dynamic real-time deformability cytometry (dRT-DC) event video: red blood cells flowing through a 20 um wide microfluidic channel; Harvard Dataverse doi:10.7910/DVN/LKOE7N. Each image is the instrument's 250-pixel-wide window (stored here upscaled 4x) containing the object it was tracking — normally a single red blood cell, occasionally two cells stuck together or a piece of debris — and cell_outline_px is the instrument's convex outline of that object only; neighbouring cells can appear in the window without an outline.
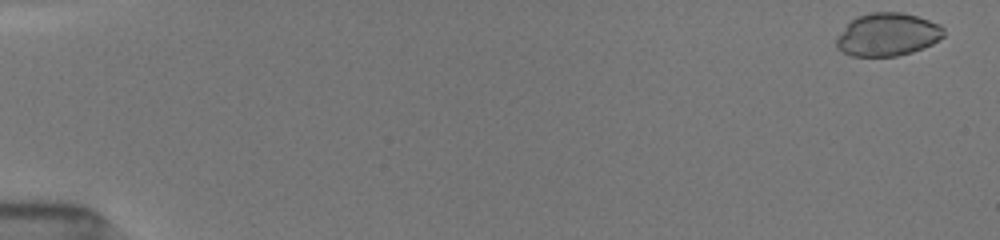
{"species": "common noctule bat (a hibernating species)", "species_latin": "Nyctalus noctula", "temperature_condition": "room temperature", "stored_images_in_passage": 5, "camera_frame_rate_fps": 3000, "um_per_image_px": 0.085, "animal": {"sex": "female", "body_mass_g": 19.5, "forearm_length_mm": 54.1}, "frame": {"image": 1, "passage_image": 1, "time_ms": 0.0, "image_size_px": [1000, 240], "cell_outline_px": [[944, 36], [932, 44], [924, 48], [912, 52], [896, 56], [852, 56], [836, 48], [836, 36], [856, 16], [872, 12], [900, 12], [916, 16], [940, 24], [944, 28]], "centroid_in_image_um": [75.44, 2.94], "position_along_channel_um": 9.6, "area_um2": 26.88}}
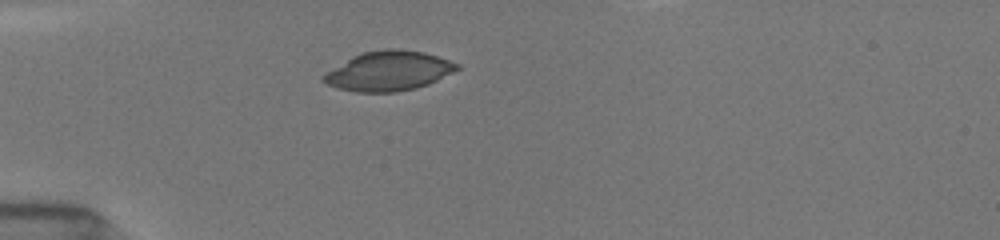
{"frame": {"image": 2, "passage_image": 5, "time_ms": 4.667, "image_size_px": [1000, 240], "cell_outline_px": [[460, 68], [428, 84], [416, 88], [396, 92], [356, 92], [336, 88], [320, 80], [320, 76], [352, 56], [364, 52], [388, 48], [396, 48], [424, 52], [460, 64]], "centroid_in_image_um": [33.0, 6.04], "position_along_channel_um": 52.0, "area_um2": 30.75}}